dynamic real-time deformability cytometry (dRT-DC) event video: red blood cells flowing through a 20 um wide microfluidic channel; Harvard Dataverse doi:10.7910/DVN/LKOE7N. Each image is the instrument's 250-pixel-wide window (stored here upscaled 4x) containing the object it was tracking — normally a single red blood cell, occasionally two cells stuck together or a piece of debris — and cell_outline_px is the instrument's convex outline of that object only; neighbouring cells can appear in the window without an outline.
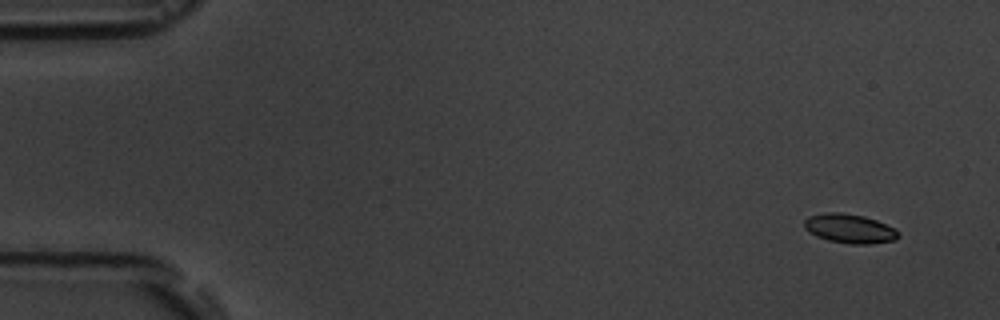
{"species": "common noctule bat (a hibernating species)", "species_latin": "Nyctalus noctula", "temperature_condition": "room temperature", "stored_images_in_passage": 6, "camera_frame_rate_fps": 3000, "um_per_image_px": 0.085, "animal": {"sex": "male", "body_mass_g": 19.5, "forearm_length_mm": 54.6}, "frame": {"image": 1, "passage_image": 1, "time_ms": 0.0, "image_size_px": [1000, 320], "cell_outline_px": [[900, 236], [896, 240], [868, 244], [852, 244], [828, 240], [816, 236], [808, 232], [804, 228], [804, 220], [808, 216], [824, 212], [840, 212], [864, 216], [876, 220], [896, 228], [900, 232]], "centroid_in_image_um": [72.22, 19.42], "position_along_channel_um": 12.8, "area_um2": 16.24}}
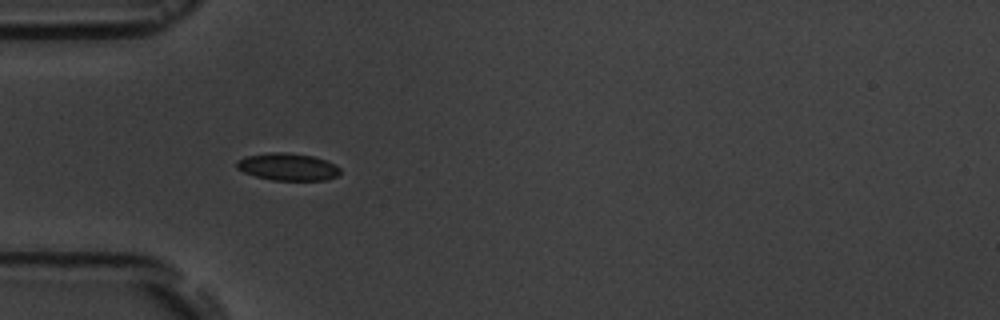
{"frame": {"image": 2, "passage_image": 5, "time_ms": 4.667, "image_size_px": [1000, 320], "cell_outline_px": [[340, 172], [336, 176], [324, 180], [272, 180], [256, 176], [244, 172], [236, 168], [236, 160], [244, 156], [272, 152], [284, 152], [312, 156], [324, 160], [340, 168]], "centroid_in_image_um": [24.4, 14.18], "position_along_channel_um": 60.6, "area_um2": 16.3}}
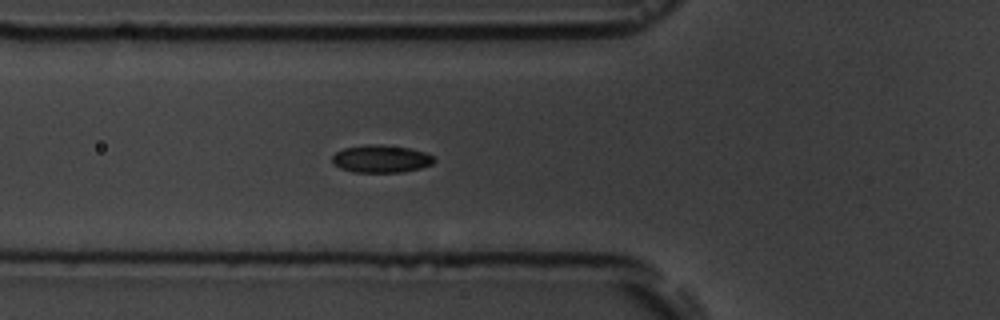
{"frame": {"image": 3, "passage_image": 6, "time_ms": 5.667, "image_size_px": [1000, 320], "cell_outline_px": [[436, 160], [432, 164], [420, 168], [404, 172], [352, 172], [340, 168], [332, 164], [332, 156], [336, 152], [344, 148], [364, 144], [380, 144], [408, 148], [424, 152], [432, 156]], "centroid_in_image_um": [32.36, 13.5], "position_along_channel_um": 93.4, "area_um2": 16.47}}